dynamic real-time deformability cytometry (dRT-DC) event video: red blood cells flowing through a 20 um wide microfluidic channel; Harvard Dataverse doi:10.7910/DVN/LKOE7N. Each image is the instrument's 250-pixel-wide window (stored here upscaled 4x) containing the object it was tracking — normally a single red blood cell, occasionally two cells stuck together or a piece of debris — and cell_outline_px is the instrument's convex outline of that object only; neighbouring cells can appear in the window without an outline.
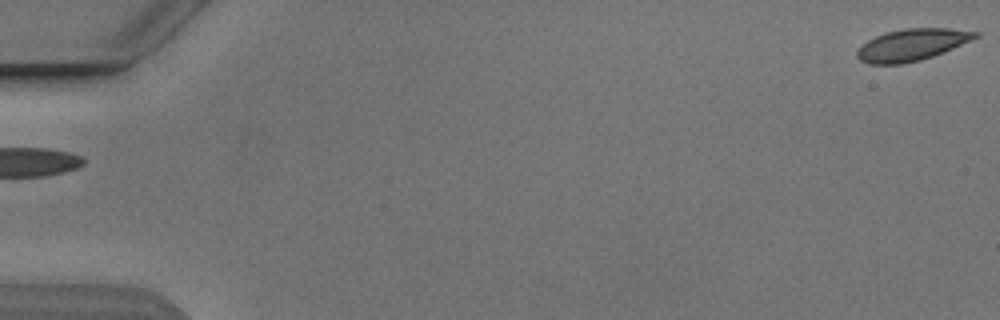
{"species": "Egyptian fruit bat (a non-hibernating species)", "species_latin": "Rousettus aegyptiacus", "temperature_condition": "cold", "stored_images_in_passage": 5, "segment_of_instrument_passage": [2, 2], "camera_frame_rate_fps": 3000, "um_per_image_px": 0.085, "animal": {"sex": "male"}, "frame": {"image": 1, "passage_image": 5, "time_ms": 5.333, "image_size_px": [1000, 320], "cell_outline_px": [[980, 36], [972, 40], [944, 52], [920, 60], [904, 64], [868, 64], [860, 60], [856, 56], [856, 52], [868, 40], [876, 36], [888, 32], [904, 28], [948, 28], [980, 32]], "centroid_in_image_um": [77.54, 3.81], "position_along_channel_um": 7.5, "area_um2": 21.85}}